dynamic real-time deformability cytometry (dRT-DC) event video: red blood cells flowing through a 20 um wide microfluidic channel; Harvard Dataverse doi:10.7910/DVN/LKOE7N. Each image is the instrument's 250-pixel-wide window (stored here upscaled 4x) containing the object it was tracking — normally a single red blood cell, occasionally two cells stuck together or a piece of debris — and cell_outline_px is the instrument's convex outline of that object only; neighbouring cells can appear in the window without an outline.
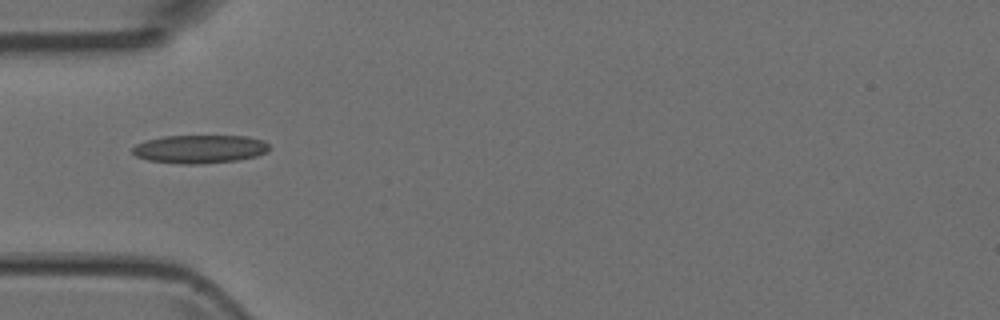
{"species": "Egyptian fruit bat (a non-hibernating species)", "species_latin": "Rousettus aegyptiacus", "temperature_condition": "room temperature", "stored_images_in_passage": 36, "camera_frame_rate_fps": 3000, "um_per_image_px": 0.085, "animal": {"sex": "female"}, "frame": {"image": 1, "passage_image": 1, "time_ms": 0.0, "image_size_px": [1000, 320], "cell_outline_px": [[272, 148], [268, 152], [256, 156], [236, 160], [204, 164], [180, 164], [148, 160], [136, 156], [132, 152], [132, 148], [136, 144], [148, 140], [164, 136], [248, 136], [264, 140]], "centroid_in_image_um": [17.02, 12.67], "position_along_channel_um": 68.0, "area_um2": 22.72}}
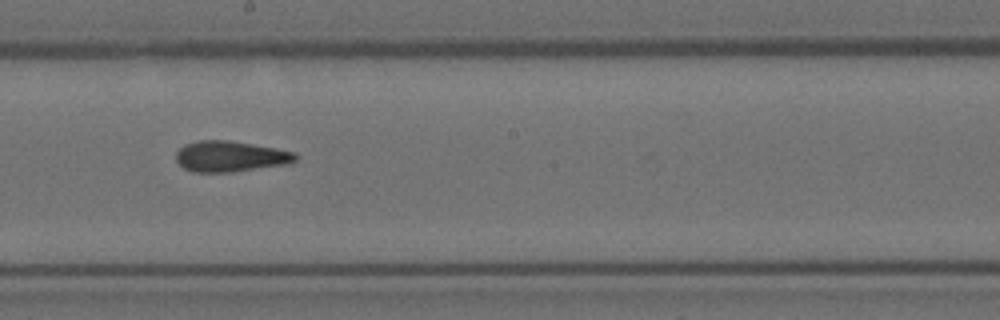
{"frame": {"image": 2, "passage_image": 13, "time_ms": 4.0, "image_size_px": [1000, 320], "cell_outline_px": [[296, 160], [288, 164], [232, 172], [192, 172], [184, 168], [176, 160], [176, 152], [184, 144], [200, 140], [228, 140], [276, 148], [296, 152]], "centroid_in_image_um": [19.57, 13.29], "position_along_channel_um": 228.6, "area_um2": 21.44}}
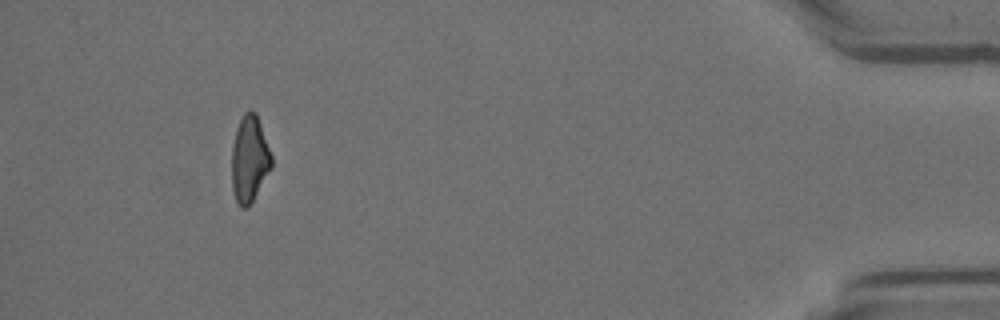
{"frame": {"image": 3, "passage_image": 32, "time_ms": 10.333, "image_size_px": [1000, 320], "cell_outline_px": [[272, 168], [252, 200], [244, 208], [240, 208], [236, 200], [232, 188], [232, 144], [236, 128], [244, 112], [252, 108], [256, 112], [272, 156]], "centroid_in_image_um": [21.2, 13.47], "position_along_channel_um": 414.0, "area_um2": 20.0}}